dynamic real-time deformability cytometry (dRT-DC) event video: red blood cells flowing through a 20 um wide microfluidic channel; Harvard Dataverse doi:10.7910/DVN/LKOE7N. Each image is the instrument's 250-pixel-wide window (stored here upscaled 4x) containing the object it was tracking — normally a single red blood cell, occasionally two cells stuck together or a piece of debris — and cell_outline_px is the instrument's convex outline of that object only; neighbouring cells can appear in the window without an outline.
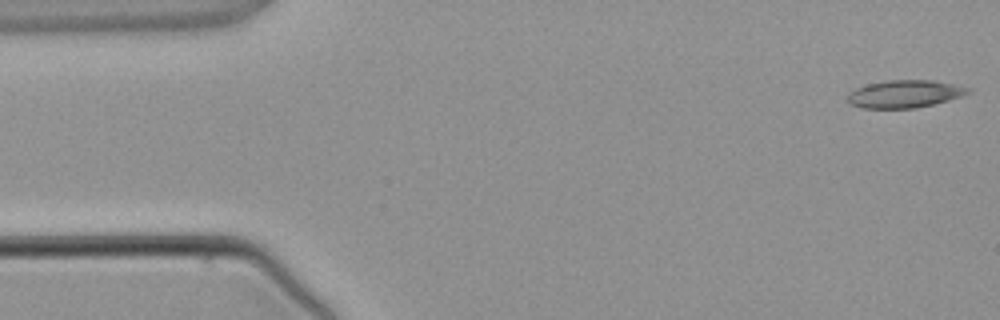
{"species": "common noctule bat (a hibernating species)", "species_latin": "Nyctalus noctula", "temperature_condition": "warm", "stored_images_in_passage": 3, "camera_frame_rate_fps": 3000, "um_per_image_px": 0.085, "animal": {"sex": "male", "body_mass_g": 21.5, "forearm_length_mm": 52.0}, "frame": {"image": 1, "passage_image": 1, "time_ms": 0.0, "image_size_px": [1000, 320], "cell_outline_px": [[972, 92], [964, 96], [916, 108], [860, 108], [848, 104], [848, 92], [856, 88], [868, 84], [888, 80], [936, 80], [972, 88]], "centroid_in_image_um": [76.92, 7.98], "position_along_channel_um": 8.1, "area_um2": 19.59}}
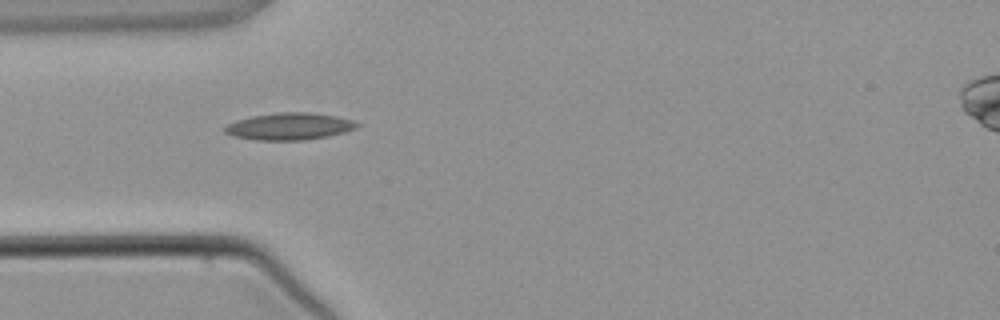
{"frame": {"image": 2, "passage_image": 3, "time_ms": 3.667, "image_size_px": [1000, 320], "cell_outline_px": [[360, 124], [356, 128], [344, 132], [328, 136], [304, 140], [256, 140], [232, 136], [224, 132], [224, 128], [228, 124], [236, 120], [252, 116], [276, 112], [308, 112], [336, 116], [352, 120]], "centroid_in_image_um": [24.58, 10.74], "position_along_channel_um": 60.4, "area_um2": 20.81}}